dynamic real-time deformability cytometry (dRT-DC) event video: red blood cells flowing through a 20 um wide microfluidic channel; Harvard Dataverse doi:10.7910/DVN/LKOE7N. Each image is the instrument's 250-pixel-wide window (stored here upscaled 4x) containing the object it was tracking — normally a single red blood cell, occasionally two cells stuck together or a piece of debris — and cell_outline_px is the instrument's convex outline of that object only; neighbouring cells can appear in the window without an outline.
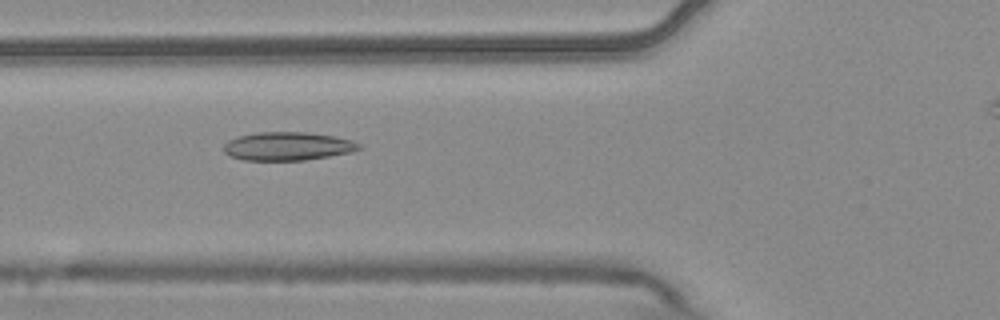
{"species": "common noctule bat (a hibernating species)", "species_latin": "Nyctalus noctula", "temperature_condition": "warm", "stored_images_in_passage": 6, "camera_frame_rate_fps": 3000, "um_per_image_px": 0.085, "animal": {"sex": "male", "body_mass_g": 20.4}, "frame": {"image": 1, "passage_image": 3, "time_ms": 0.667, "image_size_px": [1000, 320], "cell_outline_px": [[364, 148], [352, 152], [304, 160], [244, 160], [232, 156], [224, 152], [224, 144], [228, 140], [236, 136], [256, 132], [308, 132], [336, 136], [352, 140], [360, 144]], "centroid_in_image_um": [24.47, 12.41], "position_along_channel_um": 101.3, "area_um2": 22.54}}
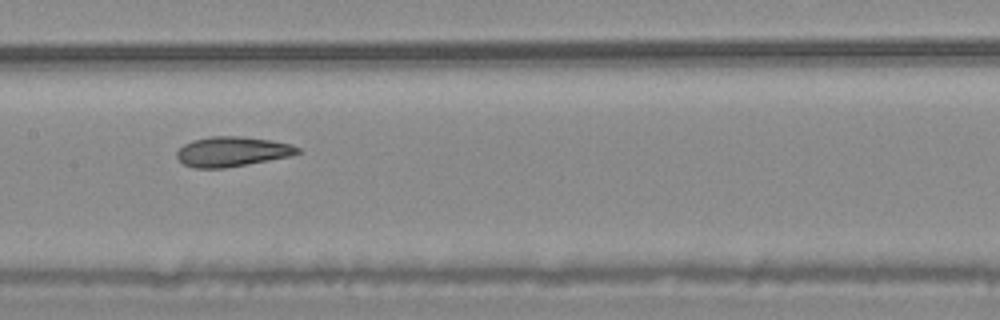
{"frame": {"image": 2, "passage_image": 5, "time_ms": 1.333, "image_size_px": [1000, 320], "cell_outline_px": [[300, 152], [288, 156], [268, 160], [224, 168], [192, 168], [184, 164], [176, 156], [176, 152], [184, 144], [192, 140], [212, 136], [240, 136], [272, 140], [292, 144], [300, 148]], "centroid_in_image_um": [19.71, 12.88], "position_along_channel_um": 187.7, "area_um2": 20.92}}
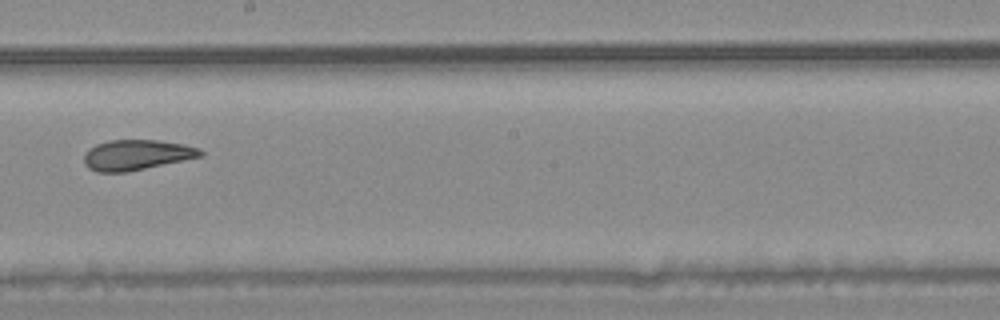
{"frame": {"image": 3, "passage_image": 6, "time_ms": 1.667, "image_size_px": [1000, 320], "cell_outline_px": [[204, 156], [128, 172], [96, 172], [88, 168], [84, 164], [84, 152], [88, 148], [96, 144], [108, 140], [160, 140], [184, 144], [200, 148], [204, 152]], "centroid_in_image_um": [11.61, 13.16], "position_along_channel_um": 236.6, "area_um2": 20.92}}